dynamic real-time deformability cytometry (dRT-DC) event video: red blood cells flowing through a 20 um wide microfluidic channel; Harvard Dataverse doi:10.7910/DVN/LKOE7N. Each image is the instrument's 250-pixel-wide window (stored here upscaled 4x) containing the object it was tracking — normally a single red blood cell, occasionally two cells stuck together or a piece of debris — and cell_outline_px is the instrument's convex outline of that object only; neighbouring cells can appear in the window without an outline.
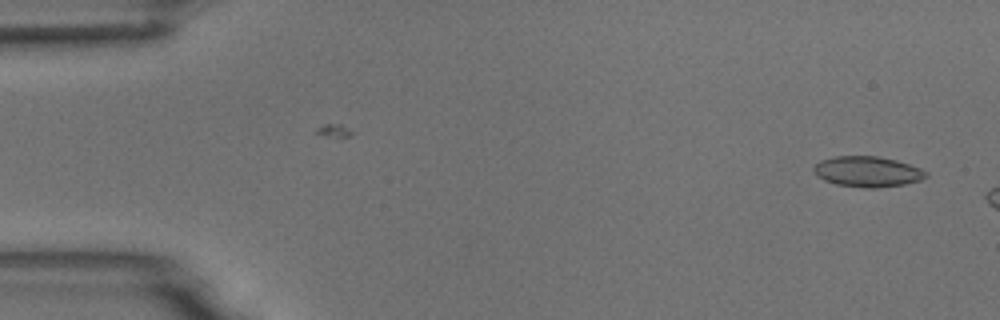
{"species": "common noctule bat (a hibernating species)", "species_latin": "Nyctalus noctula", "temperature_condition": "room temperature", "stored_images_in_passage": 3, "camera_frame_rate_fps": 3000, "um_per_image_px": 0.085, "animal": {"sex": "male", "body_mass_g": 18.8}, "frame": {"image": 1, "passage_image": 3, "time_ms": 2.0, "image_size_px": [1000, 320], "cell_outline_px": [[928, 176], [920, 180], [904, 184], [876, 188], [868, 188], [836, 184], [824, 180], [816, 176], [812, 168], [820, 160], [836, 156], [876, 156], [896, 160], [920, 168], [928, 172]], "centroid_in_image_um": [73.72, 14.59], "position_along_channel_um": 11.3, "area_um2": 19.94}}